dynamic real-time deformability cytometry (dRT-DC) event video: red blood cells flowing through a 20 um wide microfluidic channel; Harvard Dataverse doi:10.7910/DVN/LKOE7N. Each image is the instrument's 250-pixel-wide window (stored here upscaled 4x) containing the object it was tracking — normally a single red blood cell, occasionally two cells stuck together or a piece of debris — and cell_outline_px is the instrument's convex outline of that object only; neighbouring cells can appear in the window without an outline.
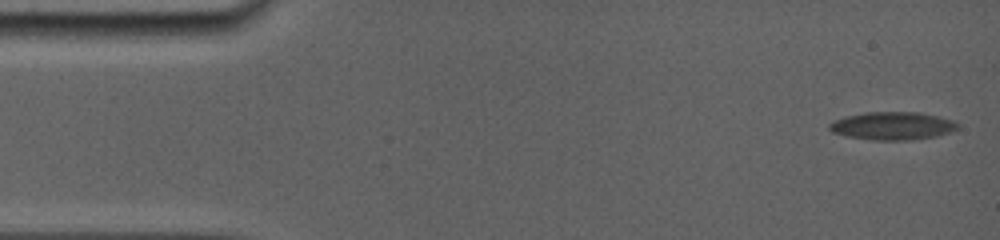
{"species": "common noctule bat (a hibernating species)", "species_latin": "Nyctalus noctula", "temperature_condition": "room temperature", "stored_images_in_passage": 15, "camera_frame_rate_fps": 5000, "um_per_image_px": 0.085, "animal": {"sex": "female", "body_mass_g": 19.0, "forearm_length_mm": 56.7}, "frame": {"image": 1, "passage_image": 1, "time_ms": 0.0, "image_size_px": [1000, 240], "cell_outline_px": [[960, 124], [956, 128], [948, 132], [936, 136], [912, 140], [872, 140], [844, 136], [832, 132], [828, 128], [828, 124], [844, 116], [864, 112], [920, 112], [952, 120]], "centroid_in_image_um": [75.81, 10.7], "position_along_channel_um": 9.2, "area_um2": 20.92}}
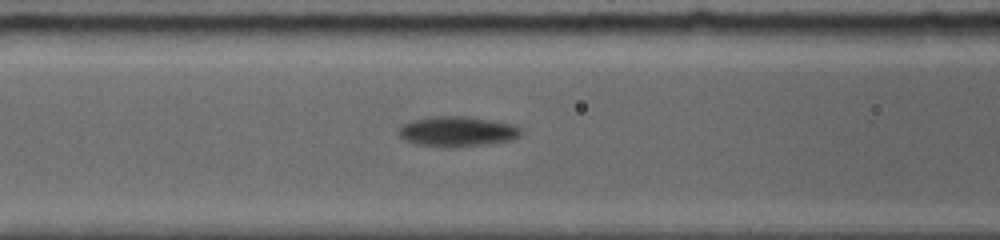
{"frame": {"image": 2, "passage_image": 9, "time_ms": 6.4, "image_size_px": [1000, 240], "cell_outline_px": [[524, 132], [520, 136], [512, 140], [456, 148], [448, 148], [416, 144], [404, 140], [400, 136], [400, 124], [408, 120], [428, 116], [464, 116], [512, 124], [520, 128]], "centroid_in_image_um": [38.82, 11.18], "position_along_channel_um": 127.8, "area_um2": 21.79}}
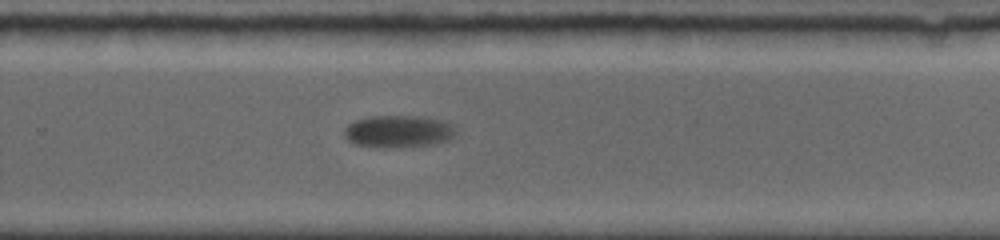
{"frame": {"image": 3, "passage_image": 15, "time_ms": 11.0, "image_size_px": [1000, 240], "cell_outline_px": [[456, 132], [448, 140], [432, 144], [392, 148], [380, 148], [356, 144], [348, 140], [344, 136], [344, 128], [348, 124], [356, 120], [372, 116], [416, 116], [440, 120], [452, 124]], "centroid_in_image_um": [33.82, 11.18], "position_along_channel_um": 296.0, "area_um2": 20.87}}